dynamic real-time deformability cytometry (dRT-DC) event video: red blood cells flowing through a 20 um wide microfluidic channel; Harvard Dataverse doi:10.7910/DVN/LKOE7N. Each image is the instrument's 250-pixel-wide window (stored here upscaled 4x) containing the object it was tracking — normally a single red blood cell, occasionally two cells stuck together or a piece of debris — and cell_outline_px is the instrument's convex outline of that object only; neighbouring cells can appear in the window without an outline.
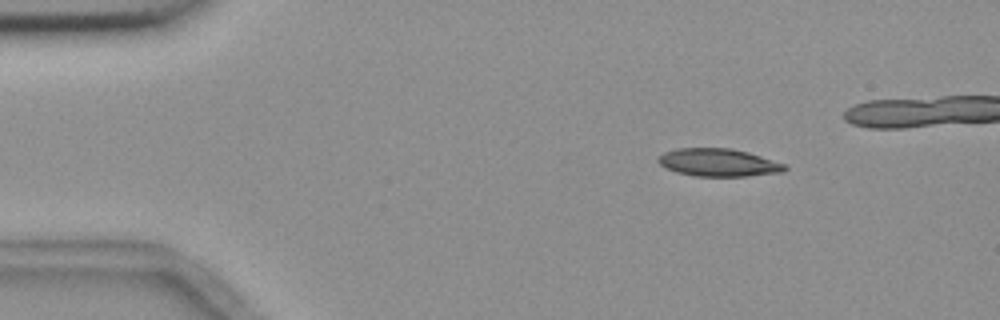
{"species": "common noctule bat (a hibernating species)", "species_latin": "Nyctalus noctula", "temperature_condition": "room temperature", "stored_images_in_passage": 6, "camera_frame_rate_fps": 3000, "um_per_image_px": 0.085, "animal": {"sex": "female", "body_mass_g": 18.4}, "frame": {"image": 1, "passage_image": 2, "time_ms": 1.333, "image_size_px": [1000, 320], "cell_outline_px": [[788, 168], [784, 172], [744, 176], [696, 176], [676, 172], [664, 168], [656, 160], [664, 152], [676, 148], [732, 148], [748, 152], [784, 164]], "centroid_in_image_um": [61.03, 13.81], "position_along_channel_um": 24.0, "area_um2": 20.46}}